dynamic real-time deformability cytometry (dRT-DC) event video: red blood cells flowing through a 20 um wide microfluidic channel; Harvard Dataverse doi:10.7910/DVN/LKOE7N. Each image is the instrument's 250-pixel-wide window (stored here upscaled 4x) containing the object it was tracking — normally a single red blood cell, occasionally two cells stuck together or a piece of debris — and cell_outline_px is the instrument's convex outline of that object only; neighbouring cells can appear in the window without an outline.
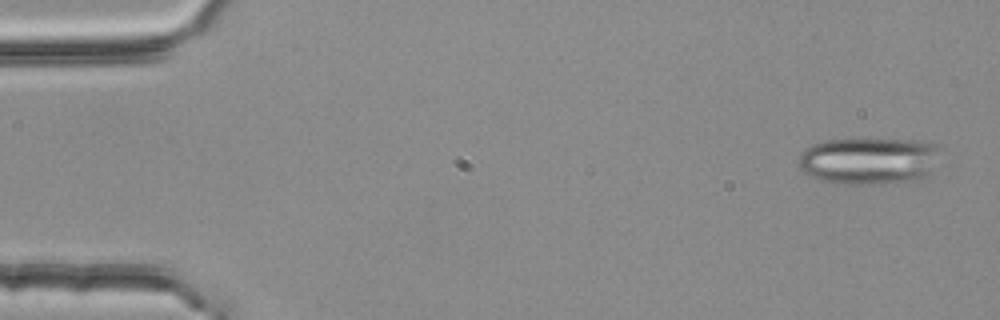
{"species": "common noctule bat (a hibernating species)", "species_latin": "Nyctalus noctula", "temperature_condition": "room temperature", "stored_images_in_passage": 3, "camera_frame_rate_fps": 3000, "um_per_image_px": 0.085, "animal": {"sex": "female", "body_mass_g": 25.1}, "frame": {"image": 1, "passage_image": 1, "time_ms": 0.0, "image_size_px": [1000, 320], "cell_outline_px": [[940, 148], [928, 172], [920, 180], [884, 184], [848, 184], [820, 180], [804, 172], [800, 168], [800, 156], [812, 144], [824, 140], [916, 140], [940, 144]], "centroid_in_image_um": [73.87, 13.67], "position_along_channel_um": 11.1, "area_um2": 38.32}}